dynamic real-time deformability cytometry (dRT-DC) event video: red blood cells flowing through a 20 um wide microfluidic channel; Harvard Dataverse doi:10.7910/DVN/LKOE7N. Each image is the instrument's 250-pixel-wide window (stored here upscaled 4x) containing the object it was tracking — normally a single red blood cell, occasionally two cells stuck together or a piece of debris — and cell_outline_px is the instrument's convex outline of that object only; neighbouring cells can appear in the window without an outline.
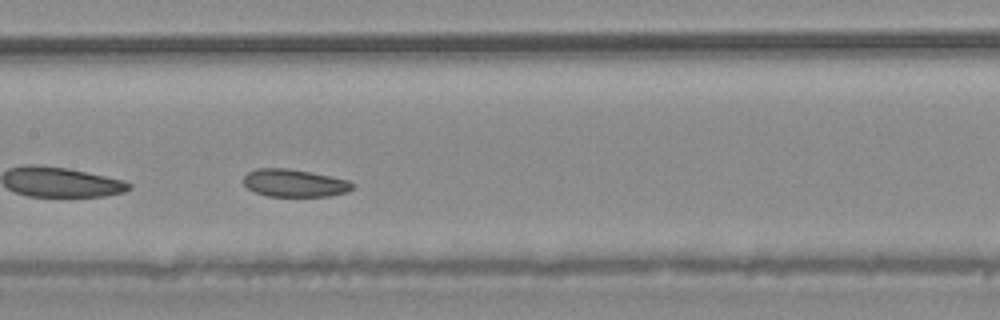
{"species": "common noctule bat (a hibernating species)", "species_latin": "Nyctalus noctula", "temperature_condition": "warm", "stored_images_in_passage": 41, "camera_frame_rate_fps": 3000, "um_per_image_px": 0.085, "animal": {"sex": "male", "body_mass_g": 20.4}, "frame": {"image": 1, "passage_image": 18, "time_ms": 5.667, "image_size_px": [1000, 320], "cell_outline_px": [[352, 188], [348, 192], [332, 196], [268, 196], [256, 192], [248, 188], [244, 184], [244, 176], [248, 172], [256, 168], [288, 168], [348, 180], [352, 184]], "centroid_in_image_um": [25.01, 15.56], "position_along_channel_um": 182.4, "area_um2": 17.34}}